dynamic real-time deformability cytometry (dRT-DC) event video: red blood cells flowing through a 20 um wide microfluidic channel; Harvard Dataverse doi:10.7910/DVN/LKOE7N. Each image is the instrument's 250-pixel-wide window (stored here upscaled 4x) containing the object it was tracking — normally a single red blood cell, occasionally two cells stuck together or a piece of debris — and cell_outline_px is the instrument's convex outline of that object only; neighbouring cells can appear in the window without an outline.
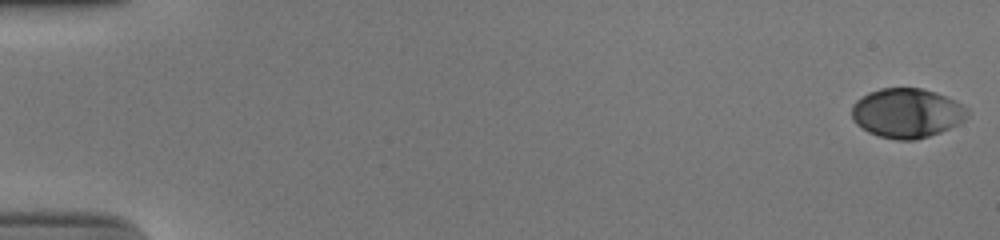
{"species": "human", "species_latin": "Homo sapiens", "temperature_condition": "cold", "stored_images_in_passage": 54, "camera_frame_rate_fps": 3000, "um_per_image_px": 0.085, "donor": {"sex": "male"}, "frame": {"image": 1, "passage_image": 1, "time_ms": 0.0, "image_size_px": [1000, 240], "cell_outline_px": [[972, 112], [960, 124], [940, 132], [916, 140], [896, 140], [880, 136], [868, 132], [856, 124], [852, 120], [852, 104], [856, 100], [868, 92], [880, 88], [924, 88], [936, 92], [956, 100], [968, 108]], "centroid_in_image_um": [77.11, 9.6], "position_along_channel_um": 7.9, "area_um2": 33.81}}
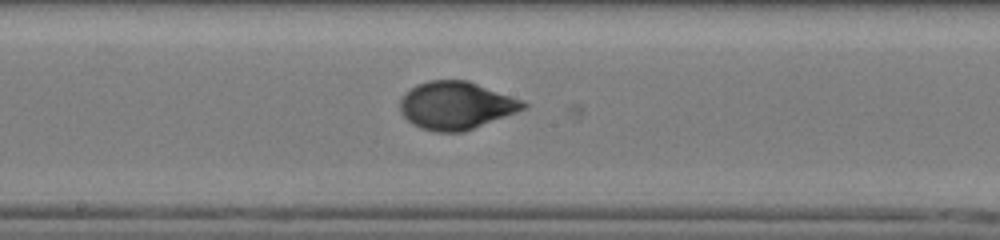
{"frame": {"image": 2, "passage_image": 30, "time_ms": 9.667, "image_size_px": [1000, 240], "cell_outline_px": [[528, 108], [464, 132], [436, 132], [420, 128], [412, 124], [400, 112], [400, 100], [416, 84], [428, 80], [468, 80], [524, 100], [528, 104]], "centroid_in_image_um": [38.8, 8.97], "position_along_channel_um": 209.4, "area_um2": 34.51}}
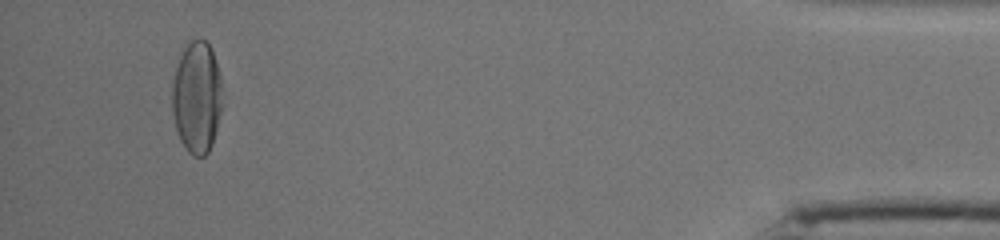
{"frame": {"image": 3, "passage_image": 51, "time_ms": 16.667, "image_size_px": [1000, 240], "cell_outline_px": [[224, 104], [212, 144], [208, 152], [204, 156], [192, 156], [188, 152], [180, 140], [176, 128], [172, 112], [172, 84], [176, 68], [180, 56], [184, 48], [192, 40], [200, 36], [212, 48], [220, 76]], "centroid_in_image_um": [16.75, 8.27], "position_along_channel_um": 418.4, "area_um2": 33.18}, "authors_computed_cell_mechanics": {"area_um2": 33.2928, "velocity_mm_per_s": 3.9088, "shape_relaxation_time_tau1_ms": 3.3598, "shape_relaxation_time_tau2_ms": null, "deformation_change_tau1": 0.1911, "deformation_change_tau2": null}}